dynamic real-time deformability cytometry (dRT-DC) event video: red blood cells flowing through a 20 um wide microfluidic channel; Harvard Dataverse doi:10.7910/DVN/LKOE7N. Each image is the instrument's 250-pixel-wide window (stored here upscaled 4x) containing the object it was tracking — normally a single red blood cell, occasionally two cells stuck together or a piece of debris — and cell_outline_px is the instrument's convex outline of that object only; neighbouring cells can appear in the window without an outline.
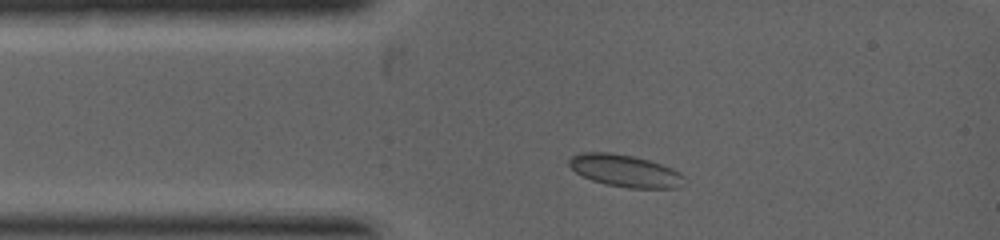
{"species": "common noctule bat (a hibernating species)", "species_latin": "Nyctalus noctula", "temperature_condition": "warm", "stored_images_in_passage": 2, "camera_frame_rate_fps": 5000, "um_per_image_px": 0.085, "animal": {"sex": "female", "body_mass_g": 19.0, "forearm_length_mm": 53.3}, "frame": {"image": 1, "passage_image": 1, "time_ms": 0.0, "image_size_px": [1000, 240], "cell_outline_px": [[684, 176], [680, 188], [628, 188], [608, 184], [592, 180], [576, 172], [568, 164], [568, 160], [572, 156], [584, 152], [608, 152], [632, 156], [648, 160], [672, 168], [680, 172]], "centroid_in_image_um": [53.14, 14.52], "position_along_channel_um": 31.9, "area_um2": 21.33}}